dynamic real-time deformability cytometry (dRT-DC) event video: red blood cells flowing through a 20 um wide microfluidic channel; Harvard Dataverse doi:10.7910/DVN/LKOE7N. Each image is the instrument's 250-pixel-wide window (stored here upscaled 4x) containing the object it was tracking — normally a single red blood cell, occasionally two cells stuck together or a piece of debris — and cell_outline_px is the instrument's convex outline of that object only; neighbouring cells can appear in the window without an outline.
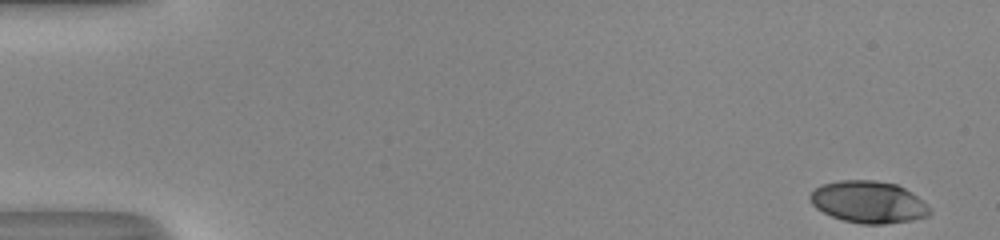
{"species": "human", "species_latin": "Homo sapiens", "temperature_condition": "room temperature", "stored_images_in_passage": 50, "camera_frame_rate_fps": 3000, "um_per_image_px": 0.085, "donor": {"sex": "male"}, "frame": {"image": 1, "passage_image": 1, "time_ms": 0.0, "image_size_px": [1000, 240], "cell_outline_px": [[932, 212], [928, 216], [912, 220], [884, 224], [860, 224], [844, 220], [832, 216], [816, 208], [808, 200], [808, 196], [820, 184], [840, 180], [876, 180], [896, 184], [912, 192]], "centroid_in_image_um": [73.78, 17.17], "position_along_channel_um": 11.2, "area_um2": 29.19}}
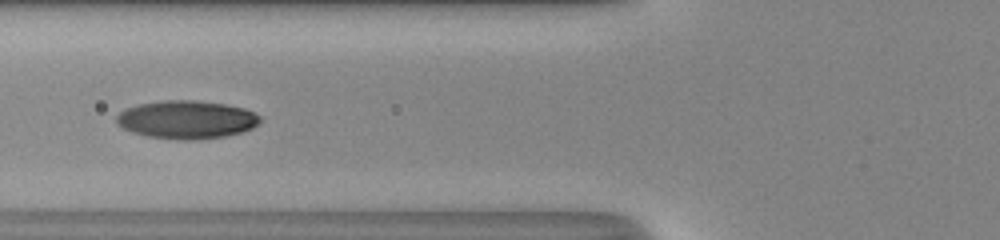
{"frame": {"image": 2, "passage_image": 20, "time_ms": 6.333, "image_size_px": [1000, 240], "cell_outline_px": [[260, 124], [244, 132], [224, 136], [196, 140], [180, 140], [148, 136], [132, 132], [116, 124], [116, 116], [124, 108], [136, 104], [164, 100], [196, 100], [224, 104], [244, 108], [260, 116]], "centroid_in_image_um": [15.85, 10.16], "position_along_channel_um": 110.0, "area_um2": 32.14}}
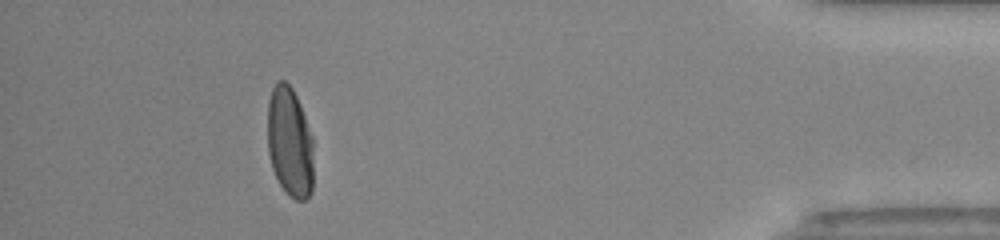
{"frame": {"image": 3, "passage_image": 46, "time_ms": 15.0, "image_size_px": [1000, 240], "cell_outline_px": [[312, 192], [304, 200], [296, 200], [288, 196], [280, 184], [272, 168], [268, 152], [268, 100], [272, 88], [276, 80], [284, 80], [292, 88], [300, 104], [312, 136]], "centroid_in_image_um": [24.62, 12.07], "position_along_channel_um": 410.6, "area_um2": 29.54}, "authors_computed_cell_mechanics": {"area_um2": 29.8248, "velocity_mm_per_s": 4.0954, "shape_relaxation_time_tau1_ms": 3.5777, "shape_relaxation_time_tau2_ms": null, "deformation_change_tau1": 0.1899, "deformation_change_tau2": null}}